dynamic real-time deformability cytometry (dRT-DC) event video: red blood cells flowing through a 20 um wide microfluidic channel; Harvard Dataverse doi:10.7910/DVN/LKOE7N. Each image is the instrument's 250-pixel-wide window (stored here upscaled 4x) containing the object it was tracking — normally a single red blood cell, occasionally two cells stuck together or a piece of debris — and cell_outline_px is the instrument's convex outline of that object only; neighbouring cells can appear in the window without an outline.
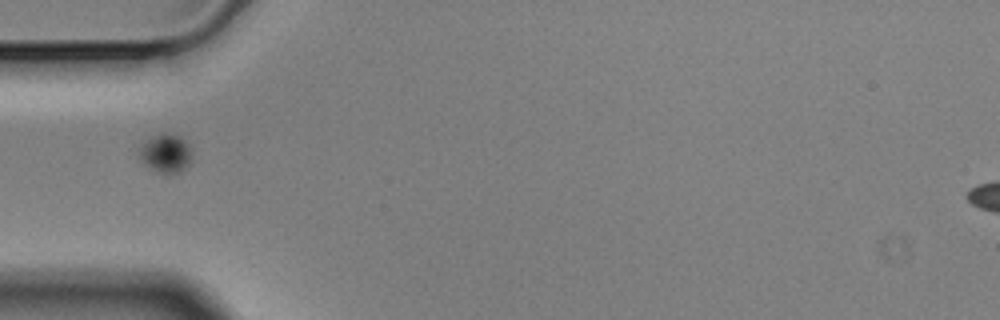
{"species": "Egyptian fruit bat (a non-hibernating species)", "species_latin": "Rousettus aegyptiacus", "temperature_condition": "cold", "stored_images_in_passage": 3, "camera_frame_rate_fps": 3000, "um_per_image_px": 0.085, "animal": {"sex": "male"}, "frame": {"image": 1, "passage_image": 1, "time_ms": 0.0, "image_size_px": [1000, 320], "cell_outline_px": [[192, 164], [180, 172], [172, 176], [168, 176], [156, 172], [144, 164], [140, 160], [136, 152], [136, 148], [140, 140], [148, 136], [160, 132], [172, 132], [180, 136], [192, 148]], "centroid_in_image_um": [14.03, 13.02], "position_along_channel_um": 71.0, "area_um2": 13.29}}
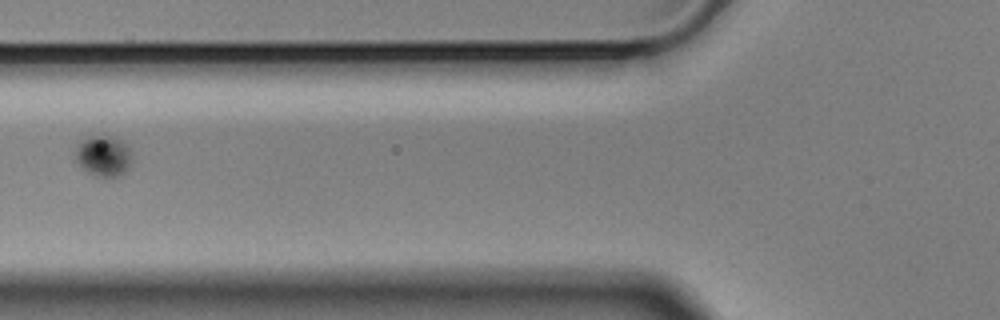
{"frame": {"image": 2, "passage_image": 2, "time_ms": 0.333, "image_size_px": [1000, 320], "cell_outline_px": [[132, 164], [124, 176], [116, 180], [96, 180], [80, 168], [76, 164], [72, 152], [80, 136], [96, 132], [104, 132], [116, 136], [132, 144]], "centroid_in_image_um": [8.78, 13.25], "position_along_channel_um": 117.0, "area_um2": 16.36}}
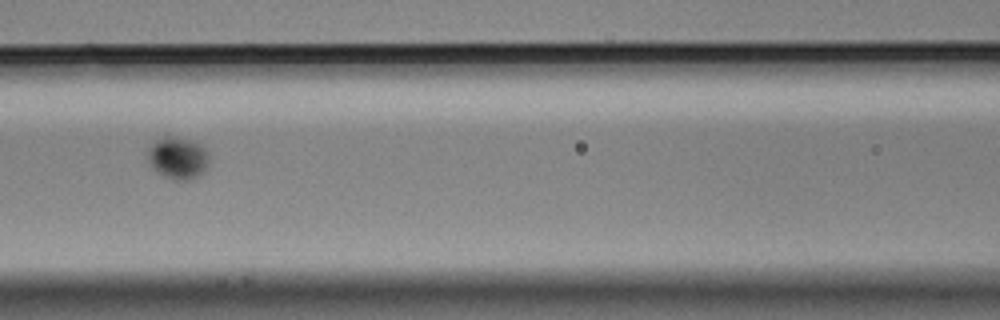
{"frame": {"image": 3, "passage_image": 3, "time_ms": 0.667, "image_size_px": [1000, 320], "cell_outline_px": [[208, 164], [204, 172], [200, 176], [192, 180], [172, 180], [156, 172], [148, 164], [148, 148], [152, 140], [164, 136], [176, 136], [196, 140], [204, 144], [208, 152]], "centroid_in_image_um": [15.13, 13.4], "position_along_channel_um": 151.5, "area_um2": 15.9}}